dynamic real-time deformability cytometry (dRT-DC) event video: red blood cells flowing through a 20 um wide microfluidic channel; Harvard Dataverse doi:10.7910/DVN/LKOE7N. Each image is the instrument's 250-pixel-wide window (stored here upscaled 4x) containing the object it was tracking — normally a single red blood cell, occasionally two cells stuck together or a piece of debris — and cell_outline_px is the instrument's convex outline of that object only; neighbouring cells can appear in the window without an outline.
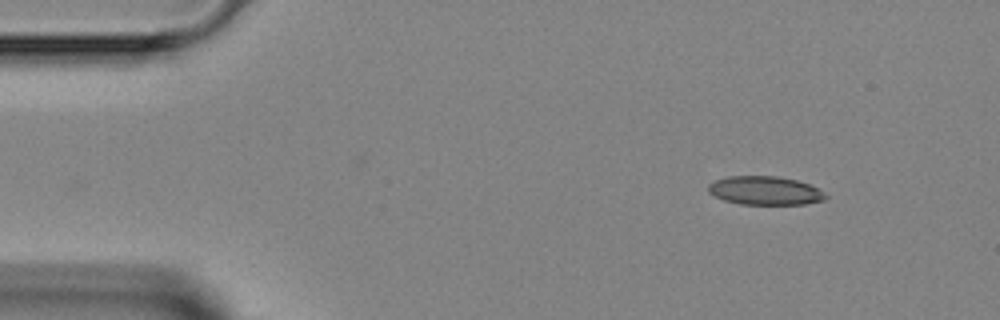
{"species": "Egyptian fruit bat (a non-hibernating species)", "species_latin": "Rousettus aegyptiacus", "temperature_condition": "room temperature", "stored_images_in_passage": 36, "camera_frame_rate_fps": 3000, "um_per_image_px": 0.085, "animal": {"sex": "female"}, "frame": {"image": 1, "passage_image": 1, "time_ms": 0.0, "image_size_px": [1000, 320], "cell_outline_px": [[828, 196], [824, 200], [804, 204], [740, 204], [724, 200], [708, 192], [708, 184], [716, 180], [728, 176], [776, 176], [796, 180], [808, 184], [824, 192]], "centroid_in_image_um": [65.02, 16.2], "position_along_channel_um": 20.0, "area_um2": 19.42}}
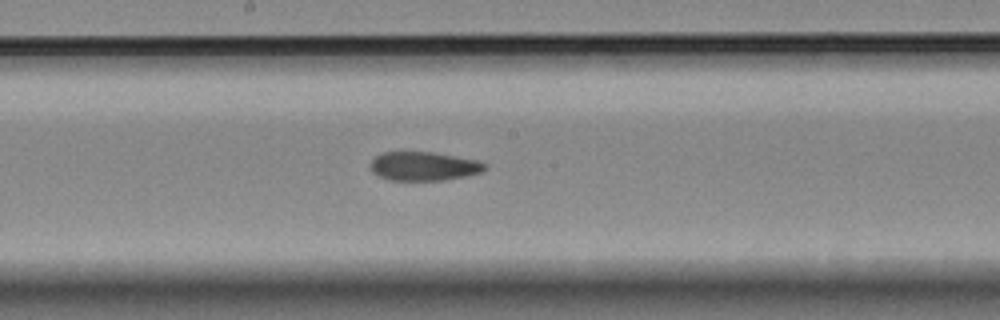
{"frame": {"image": 2, "passage_image": 20, "time_ms": 6.333, "image_size_px": [1000, 320], "cell_outline_px": [[488, 168], [480, 172], [464, 176], [444, 180], [388, 180], [372, 172], [368, 164], [380, 152], [432, 152], [480, 160], [488, 164]], "centroid_in_image_um": [36.02, 14.12], "position_along_channel_um": 212.2, "area_um2": 19.42}}
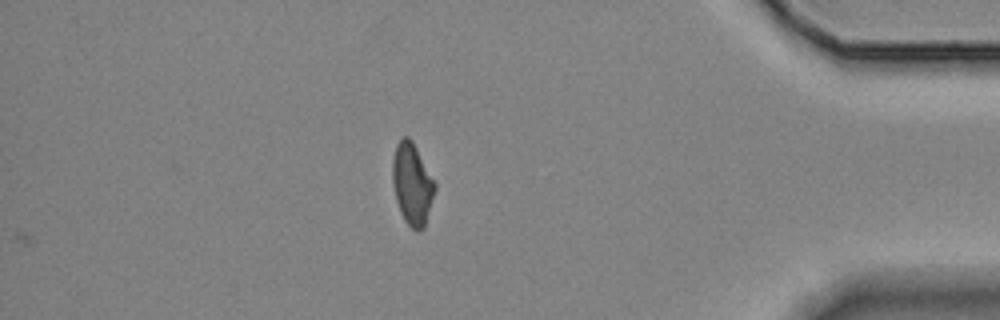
{"frame": {"image": 3, "passage_image": 36, "time_ms": 11.667, "image_size_px": [1000, 320], "cell_outline_px": [[436, 188], [424, 228], [420, 232], [416, 232], [404, 220], [400, 212], [396, 200], [392, 180], [392, 160], [396, 144], [404, 136], [408, 136], [412, 140], [436, 184]], "centroid_in_image_um": [35.03, 15.66], "position_along_channel_um": 400.2, "area_um2": 20.17}}